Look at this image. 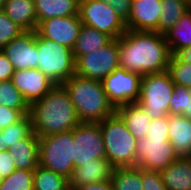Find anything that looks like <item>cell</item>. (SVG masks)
I'll return each instance as SVG.
<instances>
[{
  "instance_id": "1",
  "label": "cell",
  "mask_w": 191,
  "mask_h": 190,
  "mask_svg": "<svg viewBox=\"0 0 191 190\" xmlns=\"http://www.w3.org/2000/svg\"><path fill=\"white\" fill-rule=\"evenodd\" d=\"M171 52L164 34L126 30L119 37V66L141 76L168 70Z\"/></svg>"
},
{
  "instance_id": "2",
  "label": "cell",
  "mask_w": 191,
  "mask_h": 190,
  "mask_svg": "<svg viewBox=\"0 0 191 190\" xmlns=\"http://www.w3.org/2000/svg\"><path fill=\"white\" fill-rule=\"evenodd\" d=\"M33 132L49 136L74 129L81 122L69 93L63 85H55L29 107Z\"/></svg>"
},
{
  "instance_id": "3",
  "label": "cell",
  "mask_w": 191,
  "mask_h": 190,
  "mask_svg": "<svg viewBox=\"0 0 191 190\" xmlns=\"http://www.w3.org/2000/svg\"><path fill=\"white\" fill-rule=\"evenodd\" d=\"M81 122L100 123L116 109L108 101L102 81L74 74L63 84Z\"/></svg>"
},
{
  "instance_id": "4",
  "label": "cell",
  "mask_w": 191,
  "mask_h": 190,
  "mask_svg": "<svg viewBox=\"0 0 191 190\" xmlns=\"http://www.w3.org/2000/svg\"><path fill=\"white\" fill-rule=\"evenodd\" d=\"M106 159L115 167L135 166L137 139L115 112L100 123Z\"/></svg>"
},
{
  "instance_id": "5",
  "label": "cell",
  "mask_w": 191,
  "mask_h": 190,
  "mask_svg": "<svg viewBox=\"0 0 191 190\" xmlns=\"http://www.w3.org/2000/svg\"><path fill=\"white\" fill-rule=\"evenodd\" d=\"M73 129L39 137V165L70 179L73 164Z\"/></svg>"
},
{
  "instance_id": "6",
  "label": "cell",
  "mask_w": 191,
  "mask_h": 190,
  "mask_svg": "<svg viewBox=\"0 0 191 190\" xmlns=\"http://www.w3.org/2000/svg\"><path fill=\"white\" fill-rule=\"evenodd\" d=\"M38 36V69L55 85H62L75 74L72 49L50 39Z\"/></svg>"
},
{
  "instance_id": "7",
  "label": "cell",
  "mask_w": 191,
  "mask_h": 190,
  "mask_svg": "<svg viewBox=\"0 0 191 190\" xmlns=\"http://www.w3.org/2000/svg\"><path fill=\"white\" fill-rule=\"evenodd\" d=\"M174 82L168 71L142 76L138 103L152 118L169 115V103Z\"/></svg>"
},
{
  "instance_id": "8",
  "label": "cell",
  "mask_w": 191,
  "mask_h": 190,
  "mask_svg": "<svg viewBox=\"0 0 191 190\" xmlns=\"http://www.w3.org/2000/svg\"><path fill=\"white\" fill-rule=\"evenodd\" d=\"M79 16L83 25L104 32L113 39H118L127 30L125 21L109 4L100 0H80Z\"/></svg>"
},
{
  "instance_id": "9",
  "label": "cell",
  "mask_w": 191,
  "mask_h": 190,
  "mask_svg": "<svg viewBox=\"0 0 191 190\" xmlns=\"http://www.w3.org/2000/svg\"><path fill=\"white\" fill-rule=\"evenodd\" d=\"M119 66V38L75 61V74L102 81Z\"/></svg>"
},
{
  "instance_id": "10",
  "label": "cell",
  "mask_w": 191,
  "mask_h": 190,
  "mask_svg": "<svg viewBox=\"0 0 191 190\" xmlns=\"http://www.w3.org/2000/svg\"><path fill=\"white\" fill-rule=\"evenodd\" d=\"M74 167L92 162V159L106 158L103 136L99 123L80 122L73 129Z\"/></svg>"
},
{
  "instance_id": "11",
  "label": "cell",
  "mask_w": 191,
  "mask_h": 190,
  "mask_svg": "<svg viewBox=\"0 0 191 190\" xmlns=\"http://www.w3.org/2000/svg\"><path fill=\"white\" fill-rule=\"evenodd\" d=\"M141 80L140 74L118 67L102 80V84L108 101L116 109L121 105L138 101Z\"/></svg>"
},
{
  "instance_id": "12",
  "label": "cell",
  "mask_w": 191,
  "mask_h": 190,
  "mask_svg": "<svg viewBox=\"0 0 191 190\" xmlns=\"http://www.w3.org/2000/svg\"><path fill=\"white\" fill-rule=\"evenodd\" d=\"M179 156L169 140L144 137L138 139L135 150V166L161 172Z\"/></svg>"
},
{
  "instance_id": "13",
  "label": "cell",
  "mask_w": 191,
  "mask_h": 190,
  "mask_svg": "<svg viewBox=\"0 0 191 190\" xmlns=\"http://www.w3.org/2000/svg\"><path fill=\"white\" fill-rule=\"evenodd\" d=\"M82 25L79 15L54 17L39 22L35 31L43 38L73 49Z\"/></svg>"
},
{
  "instance_id": "14",
  "label": "cell",
  "mask_w": 191,
  "mask_h": 190,
  "mask_svg": "<svg viewBox=\"0 0 191 190\" xmlns=\"http://www.w3.org/2000/svg\"><path fill=\"white\" fill-rule=\"evenodd\" d=\"M14 70L38 67V36L35 31H24L3 49Z\"/></svg>"
},
{
  "instance_id": "15",
  "label": "cell",
  "mask_w": 191,
  "mask_h": 190,
  "mask_svg": "<svg viewBox=\"0 0 191 190\" xmlns=\"http://www.w3.org/2000/svg\"><path fill=\"white\" fill-rule=\"evenodd\" d=\"M11 81L29 106L40 100L55 86L38 68L15 70Z\"/></svg>"
},
{
  "instance_id": "16",
  "label": "cell",
  "mask_w": 191,
  "mask_h": 190,
  "mask_svg": "<svg viewBox=\"0 0 191 190\" xmlns=\"http://www.w3.org/2000/svg\"><path fill=\"white\" fill-rule=\"evenodd\" d=\"M161 0H132L125 22L128 30L156 32L160 21Z\"/></svg>"
},
{
  "instance_id": "17",
  "label": "cell",
  "mask_w": 191,
  "mask_h": 190,
  "mask_svg": "<svg viewBox=\"0 0 191 190\" xmlns=\"http://www.w3.org/2000/svg\"><path fill=\"white\" fill-rule=\"evenodd\" d=\"M115 167L106 158L92 159V162L74 167L69 179L70 190L86 184L111 180Z\"/></svg>"
},
{
  "instance_id": "18",
  "label": "cell",
  "mask_w": 191,
  "mask_h": 190,
  "mask_svg": "<svg viewBox=\"0 0 191 190\" xmlns=\"http://www.w3.org/2000/svg\"><path fill=\"white\" fill-rule=\"evenodd\" d=\"M169 142L179 157H191V119L168 115Z\"/></svg>"
},
{
  "instance_id": "19",
  "label": "cell",
  "mask_w": 191,
  "mask_h": 190,
  "mask_svg": "<svg viewBox=\"0 0 191 190\" xmlns=\"http://www.w3.org/2000/svg\"><path fill=\"white\" fill-rule=\"evenodd\" d=\"M8 151L16 169H35L39 165V137L34 132L9 146Z\"/></svg>"
},
{
  "instance_id": "20",
  "label": "cell",
  "mask_w": 191,
  "mask_h": 190,
  "mask_svg": "<svg viewBox=\"0 0 191 190\" xmlns=\"http://www.w3.org/2000/svg\"><path fill=\"white\" fill-rule=\"evenodd\" d=\"M116 113L125 122L127 129L138 140L147 136L152 118L146 113L144 107L138 102L121 105Z\"/></svg>"
},
{
  "instance_id": "21",
  "label": "cell",
  "mask_w": 191,
  "mask_h": 190,
  "mask_svg": "<svg viewBox=\"0 0 191 190\" xmlns=\"http://www.w3.org/2000/svg\"><path fill=\"white\" fill-rule=\"evenodd\" d=\"M160 174L167 190H191V157H179Z\"/></svg>"
},
{
  "instance_id": "22",
  "label": "cell",
  "mask_w": 191,
  "mask_h": 190,
  "mask_svg": "<svg viewBox=\"0 0 191 190\" xmlns=\"http://www.w3.org/2000/svg\"><path fill=\"white\" fill-rule=\"evenodd\" d=\"M3 11L24 31H35L37 17L34 0H6Z\"/></svg>"
},
{
  "instance_id": "23",
  "label": "cell",
  "mask_w": 191,
  "mask_h": 190,
  "mask_svg": "<svg viewBox=\"0 0 191 190\" xmlns=\"http://www.w3.org/2000/svg\"><path fill=\"white\" fill-rule=\"evenodd\" d=\"M80 0H34L37 25L54 17L79 15Z\"/></svg>"
},
{
  "instance_id": "24",
  "label": "cell",
  "mask_w": 191,
  "mask_h": 190,
  "mask_svg": "<svg viewBox=\"0 0 191 190\" xmlns=\"http://www.w3.org/2000/svg\"><path fill=\"white\" fill-rule=\"evenodd\" d=\"M113 38L108 34L98 31L97 29L82 25L80 34L77 37L73 51L75 61L81 56L94 52L98 48L105 47Z\"/></svg>"
},
{
  "instance_id": "25",
  "label": "cell",
  "mask_w": 191,
  "mask_h": 190,
  "mask_svg": "<svg viewBox=\"0 0 191 190\" xmlns=\"http://www.w3.org/2000/svg\"><path fill=\"white\" fill-rule=\"evenodd\" d=\"M164 35L171 55L184 47H191V8Z\"/></svg>"
},
{
  "instance_id": "26",
  "label": "cell",
  "mask_w": 191,
  "mask_h": 190,
  "mask_svg": "<svg viewBox=\"0 0 191 190\" xmlns=\"http://www.w3.org/2000/svg\"><path fill=\"white\" fill-rule=\"evenodd\" d=\"M189 9L188 0H161V15L156 32L159 34L168 32Z\"/></svg>"
},
{
  "instance_id": "27",
  "label": "cell",
  "mask_w": 191,
  "mask_h": 190,
  "mask_svg": "<svg viewBox=\"0 0 191 190\" xmlns=\"http://www.w3.org/2000/svg\"><path fill=\"white\" fill-rule=\"evenodd\" d=\"M111 183L113 190H143L142 168L117 167L114 169Z\"/></svg>"
},
{
  "instance_id": "28",
  "label": "cell",
  "mask_w": 191,
  "mask_h": 190,
  "mask_svg": "<svg viewBox=\"0 0 191 190\" xmlns=\"http://www.w3.org/2000/svg\"><path fill=\"white\" fill-rule=\"evenodd\" d=\"M34 190H70L69 179L38 165L34 169Z\"/></svg>"
},
{
  "instance_id": "29",
  "label": "cell",
  "mask_w": 191,
  "mask_h": 190,
  "mask_svg": "<svg viewBox=\"0 0 191 190\" xmlns=\"http://www.w3.org/2000/svg\"><path fill=\"white\" fill-rule=\"evenodd\" d=\"M0 105L19 110L24 116L29 114V104L11 80L0 81Z\"/></svg>"
},
{
  "instance_id": "30",
  "label": "cell",
  "mask_w": 191,
  "mask_h": 190,
  "mask_svg": "<svg viewBox=\"0 0 191 190\" xmlns=\"http://www.w3.org/2000/svg\"><path fill=\"white\" fill-rule=\"evenodd\" d=\"M3 132L4 150L17 141L28 137L33 132L30 115H25L21 120L1 130Z\"/></svg>"
},
{
  "instance_id": "31",
  "label": "cell",
  "mask_w": 191,
  "mask_h": 190,
  "mask_svg": "<svg viewBox=\"0 0 191 190\" xmlns=\"http://www.w3.org/2000/svg\"><path fill=\"white\" fill-rule=\"evenodd\" d=\"M34 169H15L3 178L0 190H34Z\"/></svg>"
},
{
  "instance_id": "32",
  "label": "cell",
  "mask_w": 191,
  "mask_h": 190,
  "mask_svg": "<svg viewBox=\"0 0 191 190\" xmlns=\"http://www.w3.org/2000/svg\"><path fill=\"white\" fill-rule=\"evenodd\" d=\"M175 84L191 89V64L180 61L175 55H171L167 70Z\"/></svg>"
},
{
  "instance_id": "33",
  "label": "cell",
  "mask_w": 191,
  "mask_h": 190,
  "mask_svg": "<svg viewBox=\"0 0 191 190\" xmlns=\"http://www.w3.org/2000/svg\"><path fill=\"white\" fill-rule=\"evenodd\" d=\"M191 97V89L174 83L171 100L169 103V115L186 116L188 98Z\"/></svg>"
},
{
  "instance_id": "34",
  "label": "cell",
  "mask_w": 191,
  "mask_h": 190,
  "mask_svg": "<svg viewBox=\"0 0 191 190\" xmlns=\"http://www.w3.org/2000/svg\"><path fill=\"white\" fill-rule=\"evenodd\" d=\"M22 32L24 30L14 23L3 10H0V50Z\"/></svg>"
},
{
  "instance_id": "35",
  "label": "cell",
  "mask_w": 191,
  "mask_h": 190,
  "mask_svg": "<svg viewBox=\"0 0 191 190\" xmlns=\"http://www.w3.org/2000/svg\"><path fill=\"white\" fill-rule=\"evenodd\" d=\"M146 137L157 140H169L168 115L152 119Z\"/></svg>"
},
{
  "instance_id": "36",
  "label": "cell",
  "mask_w": 191,
  "mask_h": 190,
  "mask_svg": "<svg viewBox=\"0 0 191 190\" xmlns=\"http://www.w3.org/2000/svg\"><path fill=\"white\" fill-rule=\"evenodd\" d=\"M143 190H167L160 172L142 168Z\"/></svg>"
},
{
  "instance_id": "37",
  "label": "cell",
  "mask_w": 191,
  "mask_h": 190,
  "mask_svg": "<svg viewBox=\"0 0 191 190\" xmlns=\"http://www.w3.org/2000/svg\"><path fill=\"white\" fill-rule=\"evenodd\" d=\"M23 117L24 115L19 110H14L6 107L5 105H0V130L15 124Z\"/></svg>"
},
{
  "instance_id": "38",
  "label": "cell",
  "mask_w": 191,
  "mask_h": 190,
  "mask_svg": "<svg viewBox=\"0 0 191 190\" xmlns=\"http://www.w3.org/2000/svg\"><path fill=\"white\" fill-rule=\"evenodd\" d=\"M109 4L115 12L126 22L130 13L132 0H100Z\"/></svg>"
},
{
  "instance_id": "39",
  "label": "cell",
  "mask_w": 191,
  "mask_h": 190,
  "mask_svg": "<svg viewBox=\"0 0 191 190\" xmlns=\"http://www.w3.org/2000/svg\"><path fill=\"white\" fill-rule=\"evenodd\" d=\"M15 169H16V166L14 164L13 158L9 154L8 149L0 151V175L3 178H6Z\"/></svg>"
},
{
  "instance_id": "40",
  "label": "cell",
  "mask_w": 191,
  "mask_h": 190,
  "mask_svg": "<svg viewBox=\"0 0 191 190\" xmlns=\"http://www.w3.org/2000/svg\"><path fill=\"white\" fill-rule=\"evenodd\" d=\"M14 67L3 50H0V81H9L14 74Z\"/></svg>"
},
{
  "instance_id": "41",
  "label": "cell",
  "mask_w": 191,
  "mask_h": 190,
  "mask_svg": "<svg viewBox=\"0 0 191 190\" xmlns=\"http://www.w3.org/2000/svg\"><path fill=\"white\" fill-rule=\"evenodd\" d=\"M74 190H113V186L111 180H106L103 182H97L79 186Z\"/></svg>"
},
{
  "instance_id": "42",
  "label": "cell",
  "mask_w": 191,
  "mask_h": 190,
  "mask_svg": "<svg viewBox=\"0 0 191 190\" xmlns=\"http://www.w3.org/2000/svg\"><path fill=\"white\" fill-rule=\"evenodd\" d=\"M180 61L191 64V47H184L174 54Z\"/></svg>"
},
{
  "instance_id": "43",
  "label": "cell",
  "mask_w": 191,
  "mask_h": 190,
  "mask_svg": "<svg viewBox=\"0 0 191 190\" xmlns=\"http://www.w3.org/2000/svg\"><path fill=\"white\" fill-rule=\"evenodd\" d=\"M186 117L191 119V97L188 98V103L186 108Z\"/></svg>"
},
{
  "instance_id": "44",
  "label": "cell",
  "mask_w": 191,
  "mask_h": 190,
  "mask_svg": "<svg viewBox=\"0 0 191 190\" xmlns=\"http://www.w3.org/2000/svg\"><path fill=\"white\" fill-rule=\"evenodd\" d=\"M4 150L3 132L0 130V151Z\"/></svg>"
},
{
  "instance_id": "45",
  "label": "cell",
  "mask_w": 191,
  "mask_h": 190,
  "mask_svg": "<svg viewBox=\"0 0 191 190\" xmlns=\"http://www.w3.org/2000/svg\"><path fill=\"white\" fill-rule=\"evenodd\" d=\"M5 1L6 0H0V10H3Z\"/></svg>"
},
{
  "instance_id": "46",
  "label": "cell",
  "mask_w": 191,
  "mask_h": 190,
  "mask_svg": "<svg viewBox=\"0 0 191 190\" xmlns=\"http://www.w3.org/2000/svg\"><path fill=\"white\" fill-rule=\"evenodd\" d=\"M2 182H3V177L0 175V186H1Z\"/></svg>"
}]
</instances>
